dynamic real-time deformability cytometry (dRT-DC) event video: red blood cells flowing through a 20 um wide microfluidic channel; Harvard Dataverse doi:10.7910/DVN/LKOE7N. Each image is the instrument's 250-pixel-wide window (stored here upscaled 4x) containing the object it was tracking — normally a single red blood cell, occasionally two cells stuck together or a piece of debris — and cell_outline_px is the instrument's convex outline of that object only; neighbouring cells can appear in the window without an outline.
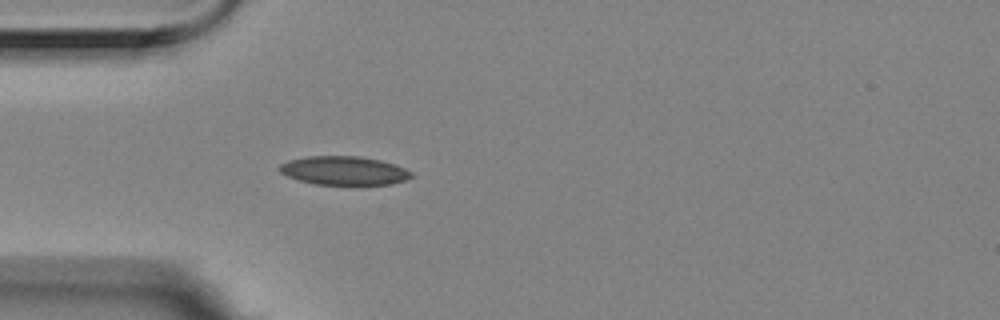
{"species": "Egyptian fruit bat (a non-hibernating species)", "species_latin": "Rousettus aegyptiacus", "temperature_condition": "room temperature", "stored_images_in_passage": 4, "camera_frame_rate_fps": 3000, "um_per_image_px": 0.085, "animal": {"sex": "female"}, "frame": {"image": 1, "passage_image": 4, "time_ms": 1.0, "image_size_px": [1000, 320], "cell_outline_px": [[416, 176], [392, 184], [316, 184], [300, 180], [288, 176], [280, 172], [276, 168], [280, 164], [288, 160], [308, 156], [360, 156], [380, 160], [404, 168], [412, 172]], "centroid_in_image_um": [29.23, 14.49], "position_along_channel_um": 55.8, "area_um2": 21.96}}